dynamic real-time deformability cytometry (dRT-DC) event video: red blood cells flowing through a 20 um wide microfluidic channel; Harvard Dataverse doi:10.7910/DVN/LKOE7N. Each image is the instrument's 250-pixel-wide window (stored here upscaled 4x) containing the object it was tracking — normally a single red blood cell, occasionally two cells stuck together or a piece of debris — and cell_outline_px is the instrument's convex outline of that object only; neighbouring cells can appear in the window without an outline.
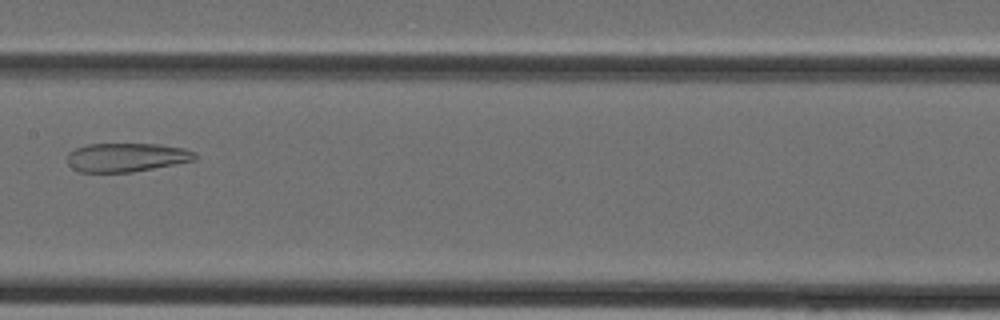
{"species": "Egyptian fruit bat (a non-hibernating species)", "species_latin": "Rousettus aegyptiacus", "temperature_condition": "cold", "stored_images_in_passage": 41, "camera_frame_rate_fps": 3000, "um_per_image_px": 0.085, "animal": {"sex": "female"}, "frame": {"image": 1, "passage_image": 21, "time_ms": 6.667, "image_size_px": [1000, 320], "cell_outline_px": [[196, 160], [132, 172], [80, 172], [72, 168], [68, 164], [68, 152], [76, 148], [88, 144], [156, 144], [184, 148], [196, 152]], "centroid_in_image_um": [10.75, 13.37], "position_along_channel_um": 196.7, "area_um2": 21.39}}
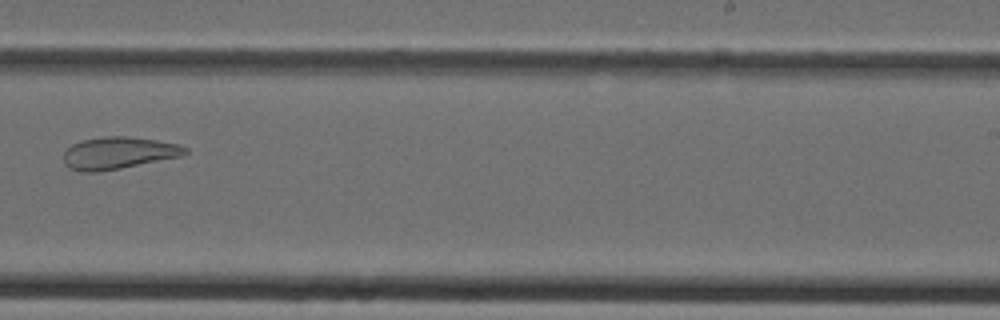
{"frame": {"image": 2, "passage_image": 26, "time_ms": 8.333, "image_size_px": [1000, 320], "cell_outline_px": [[188, 152], [184, 156], [120, 168], [96, 172], [84, 172], [72, 168], [64, 164], [64, 152], [72, 144], [84, 140], [104, 136], [124, 136], [156, 140], [176, 144], [188, 148]], "centroid_in_image_um": [10.09, 13.0], "position_along_channel_um": 278.9, "area_um2": 22.54}}
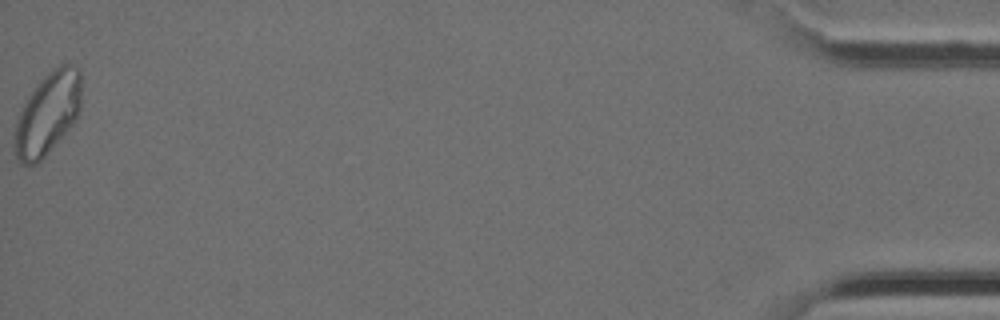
{"frame": {"image": 3, "passage_image": 41, "time_ms": 13.333, "image_size_px": [1000, 320], "cell_outline_px": [[80, 112], [68, 128], [44, 156], [36, 164], [20, 164], [16, 156], [12, 144], [12, 140], [16, 120], [28, 96], [36, 84], [52, 68], [60, 64], [72, 64], [80, 68]], "centroid_in_image_um": [4.01, 9.64], "position_along_channel_um": 431.2, "area_um2": 31.91}}